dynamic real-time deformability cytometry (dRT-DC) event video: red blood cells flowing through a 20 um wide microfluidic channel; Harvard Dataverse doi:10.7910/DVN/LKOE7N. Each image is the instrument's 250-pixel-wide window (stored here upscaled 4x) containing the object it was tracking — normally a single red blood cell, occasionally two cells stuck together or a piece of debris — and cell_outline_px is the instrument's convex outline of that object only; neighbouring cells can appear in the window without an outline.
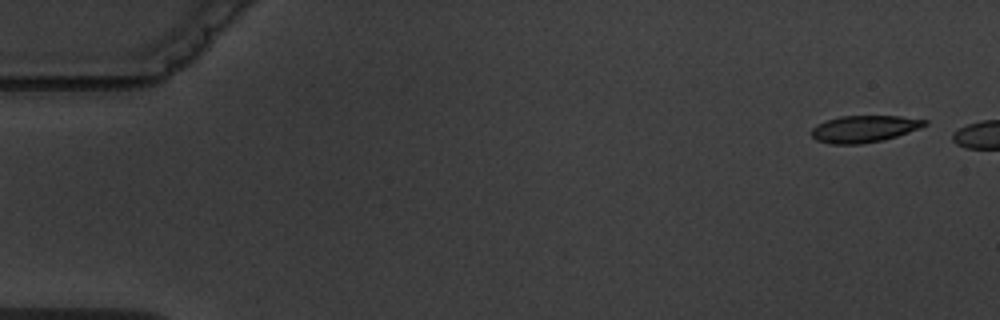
{"species": "common noctule bat (a hibernating species)", "species_latin": "Nyctalus noctula", "temperature_condition": "warm", "stored_images_in_passage": 6, "camera_frame_rate_fps": 3000, "um_per_image_px": 0.085, "animal": {"sex": "male", "body_mass_g": 19.5, "forearm_length_mm": 54.6}, "frame": {"image": 1, "passage_image": 1, "time_ms": 0.0, "image_size_px": [1000, 320], "cell_outline_px": [[928, 124], [920, 128], [884, 140], [860, 144], [832, 144], [816, 140], [812, 136], [812, 128], [816, 124], [840, 116], [900, 116], [928, 120]], "centroid_in_image_um": [73.46, 10.95], "position_along_channel_um": 11.5, "area_um2": 17.69}}
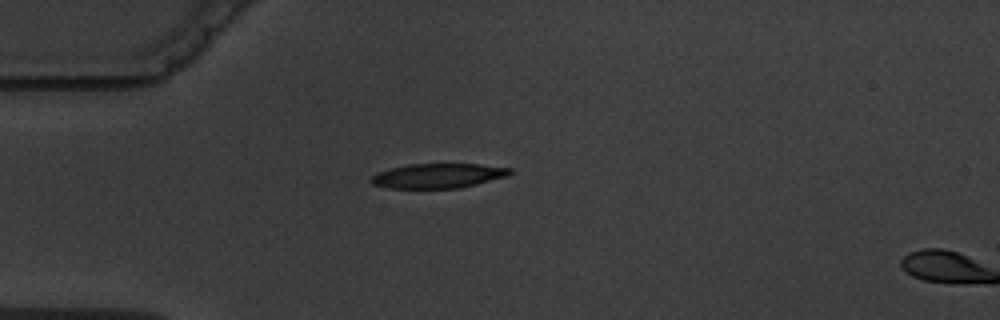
{"frame": {"image": 2, "passage_image": 6, "time_ms": 6.333, "image_size_px": [1000, 320], "cell_outline_px": [[512, 172], [508, 176], [460, 188], [388, 188], [372, 184], [368, 180], [372, 176], [380, 172], [392, 168], [408, 164], [480, 164], [512, 168]], "centroid_in_image_um": [37.25, 14.94], "position_along_channel_um": 47.7, "area_um2": 19.88}}